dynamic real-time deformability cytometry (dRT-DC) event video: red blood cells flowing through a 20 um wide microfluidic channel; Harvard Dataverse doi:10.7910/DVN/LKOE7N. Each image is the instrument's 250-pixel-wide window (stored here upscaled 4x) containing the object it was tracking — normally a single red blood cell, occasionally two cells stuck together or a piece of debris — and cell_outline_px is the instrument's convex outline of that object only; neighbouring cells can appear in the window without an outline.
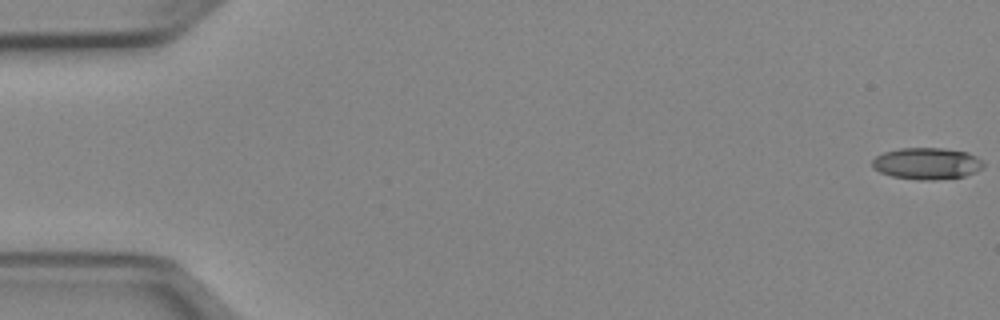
{"species": "Egyptian fruit bat (a non-hibernating species)", "species_latin": "Rousettus aegyptiacus", "temperature_condition": "cold", "stored_images_in_passage": 7, "camera_frame_rate_fps": 3000, "um_per_image_px": 0.085, "animal": {"sex": "female"}, "frame": {"image": 1, "passage_image": 1, "time_ms": 0.0, "image_size_px": [1000, 320], "cell_outline_px": [[984, 168], [976, 172], [964, 176], [936, 180], [916, 180], [892, 176], [880, 172], [872, 168], [872, 160], [876, 156], [884, 152], [900, 148], [944, 148], [968, 152], [976, 156], [984, 164]], "centroid_in_image_um": [78.79, 13.9], "position_along_channel_um": 6.2, "area_um2": 20.69}}